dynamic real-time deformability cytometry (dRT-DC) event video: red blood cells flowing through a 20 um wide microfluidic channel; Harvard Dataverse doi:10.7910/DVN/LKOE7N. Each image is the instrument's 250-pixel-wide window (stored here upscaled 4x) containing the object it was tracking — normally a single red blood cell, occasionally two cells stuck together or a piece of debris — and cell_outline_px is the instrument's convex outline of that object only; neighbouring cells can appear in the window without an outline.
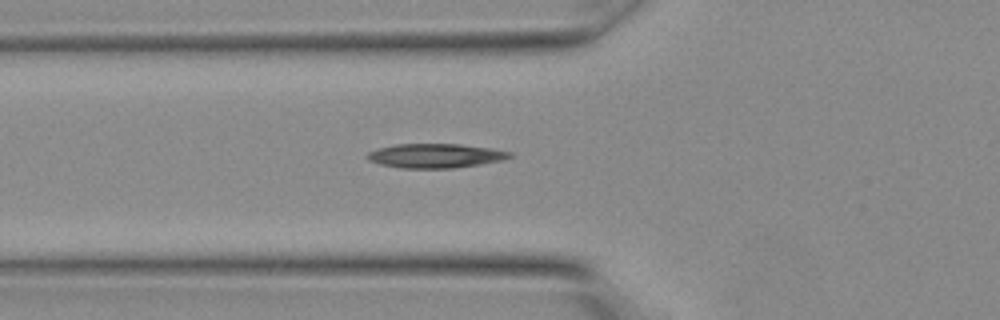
{"species": "Egyptian fruit bat (a non-hibernating species)", "species_latin": "Rousettus aegyptiacus", "temperature_condition": "warm", "stored_images_in_passage": 3, "camera_frame_rate_fps": 3000, "um_per_image_px": 0.085, "animal": {"sex": "female"}, "frame": {"image": 1, "passage_image": 2, "time_ms": 0.333, "image_size_px": [1000, 320], "cell_outline_px": [[512, 156], [504, 160], [480, 164], [452, 168], [400, 168], [380, 164], [368, 160], [364, 156], [368, 152], [380, 148], [396, 144], [460, 144], [492, 148], [512, 152]], "centroid_in_image_um": [37.01, 13.24], "position_along_channel_um": 88.8, "area_um2": 20.17}}